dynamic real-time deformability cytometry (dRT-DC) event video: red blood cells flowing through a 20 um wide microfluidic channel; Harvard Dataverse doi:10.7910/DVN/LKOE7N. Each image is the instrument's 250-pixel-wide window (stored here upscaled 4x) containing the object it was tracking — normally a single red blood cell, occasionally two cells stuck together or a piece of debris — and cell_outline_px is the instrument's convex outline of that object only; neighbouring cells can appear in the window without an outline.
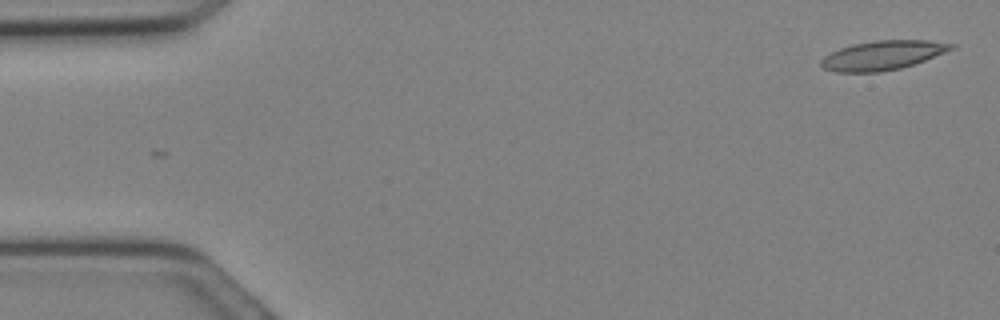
{"species": "Egyptian fruit bat (a non-hibernating species)", "species_latin": "Rousettus aegyptiacus", "temperature_condition": "cold", "stored_images_in_passage": 18, "camera_frame_rate_fps": 3000, "um_per_image_px": 0.085, "animal": {"sex": "female"}, "frame": {"image": 1, "passage_image": 1, "time_ms": 0.0, "image_size_px": [1000, 320], "cell_outline_px": [[956, 48], [924, 60], [900, 68], [880, 72], [836, 72], [824, 68], [820, 64], [820, 60], [824, 56], [840, 48], [852, 44], [876, 40], [928, 40], [956, 44]], "centroid_in_image_um": [75.03, 4.69], "position_along_channel_um": 10.0, "area_um2": 22.08}}
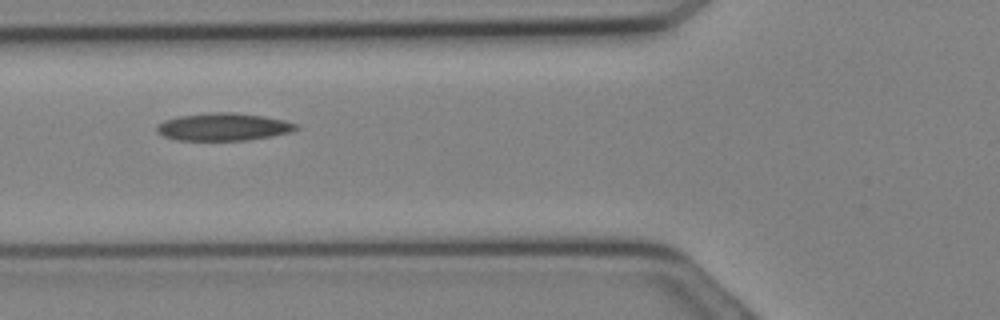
{"frame": {"image": 2, "passage_image": 11, "time_ms": 3.333, "image_size_px": [1000, 320], "cell_outline_px": [[300, 128], [292, 132], [272, 136], [248, 140], [176, 140], [164, 136], [156, 132], [156, 128], [164, 120], [180, 116], [212, 112], [236, 112], [264, 116], [284, 120], [296, 124]], "centroid_in_image_um": [19.02, 10.78], "position_along_channel_um": 106.8, "area_um2": 22.43}}
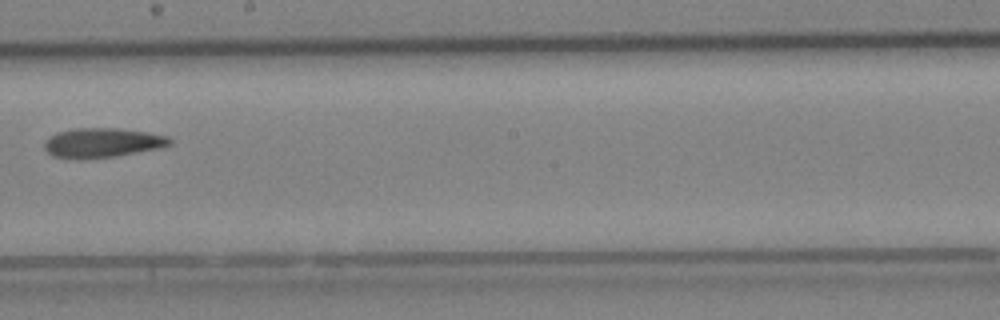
{"frame": {"image": 3, "passage_image": 17, "time_ms": 5.333, "image_size_px": [1000, 320], "cell_outline_px": [[172, 144], [160, 148], [112, 156], [80, 160], [52, 156], [44, 148], [44, 144], [56, 132], [76, 128], [120, 128], [148, 132], [168, 136], [172, 140]], "centroid_in_image_um": [8.71, 12.13], "position_along_channel_um": 239.5, "area_um2": 21.56}}